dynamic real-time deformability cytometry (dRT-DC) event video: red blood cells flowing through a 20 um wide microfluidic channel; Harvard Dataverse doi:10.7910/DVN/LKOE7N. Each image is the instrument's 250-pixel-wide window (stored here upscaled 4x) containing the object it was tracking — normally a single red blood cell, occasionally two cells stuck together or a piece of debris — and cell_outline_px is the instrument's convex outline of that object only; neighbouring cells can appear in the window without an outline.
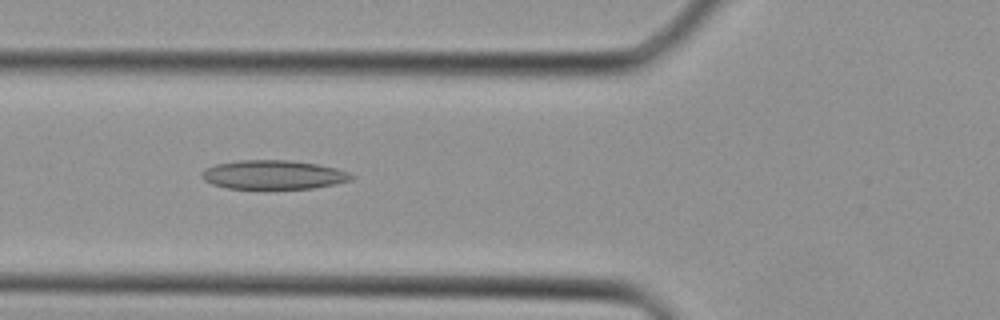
{"species": "Egyptian fruit bat (a non-hibernating species)", "species_latin": "Rousettus aegyptiacus", "temperature_condition": "cold", "stored_images_in_passage": 38, "camera_frame_rate_fps": 3000, "um_per_image_px": 0.085, "animal": {"sex": "female"}, "frame": {"image": 1, "passage_image": 13, "time_ms": 4.0, "image_size_px": [1000, 320], "cell_outline_px": [[356, 176], [352, 180], [336, 184], [312, 188], [228, 188], [212, 184], [204, 180], [200, 176], [200, 172], [204, 168], [216, 164], [240, 160], [288, 160], [316, 164], [336, 168], [348, 172]], "centroid_in_image_um": [23.23, 14.85], "position_along_channel_um": 102.6, "area_um2": 25.26}}
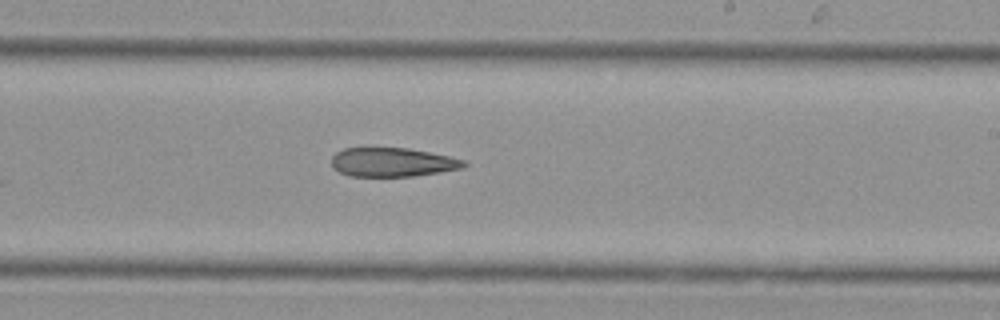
{"frame": {"image": 2, "passage_image": 22, "time_ms": 7.0, "image_size_px": [1000, 320], "cell_outline_px": [[468, 164], [460, 168], [440, 172], [412, 176], [348, 176], [332, 168], [332, 156], [336, 152], [344, 148], [364, 144], [408, 148], [448, 156], [464, 160]], "centroid_in_image_um": [33.25, 13.73], "position_along_channel_um": 255.8, "area_um2": 23.12}}
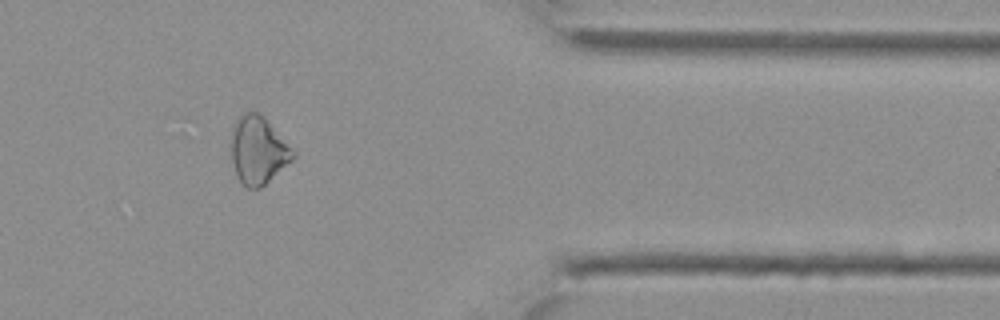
{"frame": {"image": 3, "passage_image": 31, "time_ms": 10.0, "image_size_px": [1000, 320], "cell_outline_px": [[296, 156], [292, 160], [260, 188], [244, 188], [236, 176], [232, 160], [232, 128], [236, 120], [244, 112], [252, 108], [264, 116], [296, 152]], "centroid_in_image_um": [21.94, 12.75], "position_along_channel_um": 389.5, "area_um2": 24.57}}